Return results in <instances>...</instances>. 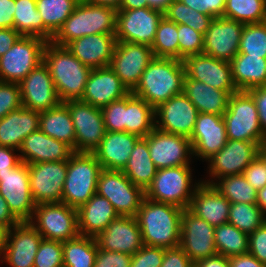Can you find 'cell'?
I'll return each mask as SVG.
<instances>
[{"label":"cell","mask_w":266,"mask_h":267,"mask_svg":"<svg viewBox=\"0 0 266 267\" xmlns=\"http://www.w3.org/2000/svg\"><path fill=\"white\" fill-rule=\"evenodd\" d=\"M165 248L144 245L132 255L130 267H160Z\"/></svg>","instance_id":"cell-52"},{"label":"cell","mask_w":266,"mask_h":267,"mask_svg":"<svg viewBox=\"0 0 266 267\" xmlns=\"http://www.w3.org/2000/svg\"><path fill=\"white\" fill-rule=\"evenodd\" d=\"M157 170L150 158L147 141L140 138L134 145L128 163L122 172L134 185L146 191L152 184Z\"/></svg>","instance_id":"cell-36"},{"label":"cell","mask_w":266,"mask_h":267,"mask_svg":"<svg viewBox=\"0 0 266 267\" xmlns=\"http://www.w3.org/2000/svg\"><path fill=\"white\" fill-rule=\"evenodd\" d=\"M22 106L31 110L44 111L58 106L56 87L47 66L41 62L20 83Z\"/></svg>","instance_id":"cell-22"},{"label":"cell","mask_w":266,"mask_h":267,"mask_svg":"<svg viewBox=\"0 0 266 267\" xmlns=\"http://www.w3.org/2000/svg\"><path fill=\"white\" fill-rule=\"evenodd\" d=\"M40 111L21 107L0 119V146L20 149L23 140L39 129Z\"/></svg>","instance_id":"cell-31"},{"label":"cell","mask_w":266,"mask_h":267,"mask_svg":"<svg viewBox=\"0 0 266 267\" xmlns=\"http://www.w3.org/2000/svg\"><path fill=\"white\" fill-rule=\"evenodd\" d=\"M194 263L180 246L165 248L160 267H192Z\"/></svg>","instance_id":"cell-57"},{"label":"cell","mask_w":266,"mask_h":267,"mask_svg":"<svg viewBox=\"0 0 266 267\" xmlns=\"http://www.w3.org/2000/svg\"><path fill=\"white\" fill-rule=\"evenodd\" d=\"M29 222L43 239L64 242L79 235L77 209L62 202L37 204Z\"/></svg>","instance_id":"cell-8"},{"label":"cell","mask_w":266,"mask_h":267,"mask_svg":"<svg viewBox=\"0 0 266 267\" xmlns=\"http://www.w3.org/2000/svg\"><path fill=\"white\" fill-rule=\"evenodd\" d=\"M189 139L193 156L207 161L218 153L228 140L223 115L198 113L194 131Z\"/></svg>","instance_id":"cell-25"},{"label":"cell","mask_w":266,"mask_h":267,"mask_svg":"<svg viewBox=\"0 0 266 267\" xmlns=\"http://www.w3.org/2000/svg\"><path fill=\"white\" fill-rule=\"evenodd\" d=\"M43 62L62 102L81 100L91 68L76 58L66 46L49 41L43 51Z\"/></svg>","instance_id":"cell-3"},{"label":"cell","mask_w":266,"mask_h":267,"mask_svg":"<svg viewBox=\"0 0 266 267\" xmlns=\"http://www.w3.org/2000/svg\"><path fill=\"white\" fill-rule=\"evenodd\" d=\"M102 166L93 153L75 152L67 163L62 203L78 209L97 191Z\"/></svg>","instance_id":"cell-5"},{"label":"cell","mask_w":266,"mask_h":267,"mask_svg":"<svg viewBox=\"0 0 266 267\" xmlns=\"http://www.w3.org/2000/svg\"><path fill=\"white\" fill-rule=\"evenodd\" d=\"M173 0H148V7L164 13Z\"/></svg>","instance_id":"cell-66"},{"label":"cell","mask_w":266,"mask_h":267,"mask_svg":"<svg viewBox=\"0 0 266 267\" xmlns=\"http://www.w3.org/2000/svg\"><path fill=\"white\" fill-rule=\"evenodd\" d=\"M213 186L230 203L256 204L257 190L251 186L243 174L226 176L218 179Z\"/></svg>","instance_id":"cell-42"},{"label":"cell","mask_w":266,"mask_h":267,"mask_svg":"<svg viewBox=\"0 0 266 267\" xmlns=\"http://www.w3.org/2000/svg\"><path fill=\"white\" fill-rule=\"evenodd\" d=\"M185 78H191L230 95L238 92L232 79L230 62L201 53L183 60Z\"/></svg>","instance_id":"cell-21"},{"label":"cell","mask_w":266,"mask_h":267,"mask_svg":"<svg viewBox=\"0 0 266 267\" xmlns=\"http://www.w3.org/2000/svg\"><path fill=\"white\" fill-rule=\"evenodd\" d=\"M22 107L19 83L0 81V119Z\"/></svg>","instance_id":"cell-51"},{"label":"cell","mask_w":266,"mask_h":267,"mask_svg":"<svg viewBox=\"0 0 266 267\" xmlns=\"http://www.w3.org/2000/svg\"><path fill=\"white\" fill-rule=\"evenodd\" d=\"M39 129L75 149V129L65 102L49 110L40 111Z\"/></svg>","instance_id":"cell-35"},{"label":"cell","mask_w":266,"mask_h":267,"mask_svg":"<svg viewBox=\"0 0 266 267\" xmlns=\"http://www.w3.org/2000/svg\"><path fill=\"white\" fill-rule=\"evenodd\" d=\"M116 12L113 7L94 5L80 0L74 12L53 37L52 42L59 46H66L72 40L86 35H115Z\"/></svg>","instance_id":"cell-4"},{"label":"cell","mask_w":266,"mask_h":267,"mask_svg":"<svg viewBox=\"0 0 266 267\" xmlns=\"http://www.w3.org/2000/svg\"><path fill=\"white\" fill-rule=\"evenodd\" d=\"M15 0H0V28H13Z\"/></svg>","instance_id":"cell-60"},{"label":"cell","mask_w":266,"mask_h":267,"mask_svg":"<svg viewBox=\"0 0 266 267\" xmlns=\"http://www.w3.org/2000/svg\"><path fill=\"white\" fill-rule=\"evenodd\" d=\"M0 194L20 222L32 218L36 203L30 191L28 164L21 162L12 171L0 173Z\"/></svg>","instance_id":"cell-17"},{"label":"cell","mask_w":266,"mask_h":267,"mask_svg":"<svg viewBox=\"0 0 266 267\" xmlns=\"http://www.w3.org/2000/svg\"><path fill=\"white\" fill-rule=\"evenodd\" d=\"M132 255L98 249L94 267H130Z\"/></svg>","instance_id":"cell-53"},{"label":"cell","mask_w":266,"mask_h":267,"mask_svg":"<svg viewBox=\"0 0 266 267\" xmlns=\"http://www.w3.org/2000/svg\"><path fill=\"white\" fill-rule=\"evenodd\" d=\"M258 156L264 161L266 166V142L260 147Z\"/></svg>","instance_id":"cell-70"},{"label":"cell","mask_w":266,"mask_h":267,"mask_svg":"<svg viewBox=\"0 0 266 267\" xmlns=\"http://www.w3.org/2000/svg\"><path fill=\"white\" fill-rule=\"evenodd\" d=\"M266 221V215L257 204L230 203L228 223L250 235Z\"/></svg>","instance_id":"cell-44"},{"label":"cell","mask_w":266,"mask_h":267,"mask_svg":"<svg viewBox=\"0 0 266 267\" xmlns=\"http://www.w3.org/2000/svg\"><path fill=\"white\" fill-rule=\"evenodd\" d=\"M248 253L266 265V221L249 235Z\"/></svg>","instance_id":"cell-54"},{"label":"cell","mask_w":266,"mask_h":267,"mask_svg":"<svg viewBox=\"0 0 266 267\" xmlns=\"http://www.w3.org/2000/svg\"><path fill=\"white\" fill-rule=\"evenodd\" d=\"M118 216L111 202L96 193L77 209L79 235L96 237Z\"/></svg>","instance_id":"cell-32"},{"label":"cell","mask_w":266,"mask_h":267,"mask_svg":"<svg viewBox=\"0 0 266 267\" xmlns=\"http://www.w3.org/2000/svg\"><path fill=\"white\" fill-rule=\"evenodd\" d=\"M184 209L144 197L135 216L144 245L163 248L180 246Z\"/></svg>","instance_id":"cell-1"},{"label":"cell","mask_w":266,"mask_h":267,"mask_svg":"<svg viewBox=\"0 0 266 267\" xmlns=\"http://www.w3.org/2000/svg\"><path fill=\"white\" fill-rule=\"evenodd\" d=\"M263 144L228 139L225 146L207 160L211 180L201 179V182L213 185L217 179L243 174L245 168L259 155Z\"/></svg>","instance_id":"cell-11"},{"label":"cell","mask_w":266,"mask_h":267,"mask_svg":"<svg viewBox=\"0 0 266 267\" xmlns=\"http://www.w3.org/2000/svg\"><path fill=\"white\" fill-rule=\"evenodd\" d=\"M190 167V165H182L157 170L152 184L145 191V197L156 202L188 209L195 189L201 183V180H198L193 185Z\"/></svg>","instance_id":"cell-6"},{"label":"cell","mask_w":266,"mask_h":267,"mask_svg":"<svg viewBox=\"0 0 266 267\" xmlns=\"http://www.w3.org/2000/svg\"><path fill=\"white\" fill-rule=\"evenodd\" d=\"M198 113L196 106L184 93L173 96L155 108V128L190 138Z\"/></svg>","instance_id":"cell-18"},{"label":"cell","mask_w":266,"mask_h":267,"mask_svg":"<svg viewBox=\"0 0 266 267\" xmlns=\"http://www.w3.org/2000/svg\"><path fill=\"white\" fill-rule=\"evenodd\" d=\"M16 151L18 152L19 150L0 146V173L12 171L21 163L20 155Z\"/></svg>","instance_id":"cell-59"},{"label":"cell","mask_w":266,"mask_h":267,"mask_svg":"<svg viewBox=\"0 0 266 267\" xmlns=\"http://www.w3.org/2000/svg\"><path fill=\"white\" fill-rule=\"evenodd\" d=\"M256 204L260 207L261 211L266 215V186L258 190Z\"/></svg>","instance_id":"cell-69"},{"label":"cell","mask_w":266,"mask_h":267,"mask_svg":"<svg viewBox=\"0 0 266 267\" xmlns=\"http://www.w3.org/2000/svg\"><path fill=\"white\" fill-rule=\"evenodd\" d=\"M164 13L149 7L118 9L116 12V40L152 46L159 22Z\"/></svg>","instance_id":"cell-12"},{"label":"cell","mask_w":266,"mask_h":267,"mask_svg":"<svg viewBox=\"0 0 266 267\" xmlns=\"http://www.w3.org/2000/svg\"><path fill=\"white\" fill-rule=\"evenodd\" d=\"M195 267H230L229 258L221 254L201 259L194 263Z\"/></svg>","instance_id":"cell-63"},{"label":"cell","mask_w":266,"mask_h":267,"mask_svg":"<svg viewBox=\"0 0 266 267\" xmlns=\"http://www.w3.org/2000/svg\"><path fill=\"white\" fill-rule=\"evenodd\" d=\"M33 267H63L62 242L42 239Z\"/></svg>","instance_id":"cell-49"},{"label":"cell","mask_w":266,"mask_h":267,"mask_svg":"<svg viewBox=\"0 0 266 267\" xmlns=\"http://www.w3.org/2000/svg\"><path fill=\"white\" fill-rule=\"evenodd\" d=\"M249 235L230 223L215 227L214 242L218 254L231 258L248 253Z\"/></svg>","instance_id":"cell-41"},{"label":"cell","mask_w":266,"mask_h":267,"mask_svg":"<svg viewBox=\"0 0 266 267\" xmlns=\"http://www.w3.org/2000/svg\"><path fill=\"white\" fill-rule=\"evenodd\" d=\"M148 7V0H122L119 9H138Z\"/></svg>","instance_id":"cell-65"},{"label":"cell","mask_w":266,"mask_h":267,"mask_svg":"<svg viewBox=\"0 0 266 267\" xmlns=\"http://www.w3.org/2000/svg\"><path fill=\"white\" fill-rule=\"evenodd\" d=\"M153 58L151 46L117 41L109 67L132 92Z\"/></svg>","instance_id":"cell-16"},{"label":"cell","mask_w":266,"mask_h":267,"mask_svg":"<svg viewBox=\"0 0 266 267\" xmlns=\"http://www.w3.org/2000/svg\"><path fill=\"white\" fill-rule=\"evenodd\" d=\"M98 249L135 254L144 246L138 221L134 216H118L95 237Z\"/></svg>","instance_id":"cell-24"},{"label":"cell","mask_w":266,"mask_h":267,"mask_svg":"<svg viewBox=\"0 0 266 267\" xmlns=\"http://www.w3.org/2000/svg\"><path fill=\"white\" fill-rule=\"evenodd\" d=\"M188 210L211 226L217 227L228 223L230 201L213 185L201 182L195 189Z\"/></svg>","instance_id":"cell-29"},{"label":"cell","mask_w":266,"mask_h":267,"mask_svg":"<svg viewBox=\"0 0 266 267\" xmlns=\"http://www.w3.org/2000/svg\"><path fill=\"white\" fill-rule=\"evenodd\" d=\"M184 78L185 67L182 60L154 57L132 93L155 109L171 97L183 93Z\"/></svg>","instance_id":"cell-2"},{"label":"cell","mask_w":266,"mask_h":267,"mask_svg":"<svg viewBox=\"0 0 266 267\" xmlns=\"http://www.w3.org/2000/svg\"><path fill=\"white\" fill-rule=\"evenodd\" d=\"M21 162L26 164L66 161L75 153L68 144L46 135L40 129L29 134L19 149Z\"/></svg>","instance_id":"cell-28"},{"label":"cell","mask_w":266,"mask_h":267,"mask_svg":"<svg viewBox=\"0 0 266 267\" xmlns=\"http://www.w3.org/2000/svg\"><path fill=\"white\" fill-rule=\"evenodd\" d=\"M47 41L33 36H21L0 57V81L20 83L35 67L43 62Z\"/></svg>","instance_id":"cell-9"},{"label":"cell","mask_w":266,"mask_h":267,"mask_svg":"<svg viewBox=\"0 0 266 267\" xmlns=\"http://www.w3.org/2000/svg\"><path fill=\"white\" fill-rule=\"evenodd\" d=\"M9 229L7 225L0 223V258H2L4 247L8 239Z\"/></svg>","instance_id":"cell-68"},{"label":"cell","mask_w":266,"mask_h":267,"mask_svg":"<svg viewBox=\"0 0 266 267\" xmlns=\"http://www.w3.org/2000/svg\"><path fill=\"white\" fill-rule=\"evenodd\" d=\"M230 66L232 79L238 91L266 86V58L237 54Z\"/></svg>","instance_id":"cell-34"},{"label":"cell","mask_w":266,"mask_h":267,"mask_svg":"<svg viewBox=\"0 0 266 267\" xmlns=\"http://www.w3.org/2000/svg\"><path fill=\"white\" fill-rule=\"evenodd\" d=\"M229 265L230 267H266L250 253L229 258Z\"/></svg>","instance_id":"cell-62"},{"label":"cell","mask_w":266,"mask_h":267,"mask_svg":"<svg viewBox=\"0 0 266 267\" xmlns=\"http://www.w3.org/2000/svg\"><path fill=\"white\" fill-rule=\"evenodd\" d=\"M20 37L14 28H0V57L10 50Z\"/></svg>","instance_id":"cell-61"},{"label":"cell","mask_w":266,"mask_h":267,"mask_svg":"<svg viewBox=\"0 0 266 267\" xmlns=\"http://www.w3.org/2000/svg\"><path fill=\"white\" fill-rule=\"evenodd\" d=\"M80 0H36V8L45 25V40L52 41Z\"/></svg>","instance_id":"cell-38"},{"label":"cell","mask_w":266,"mask_h":267,"mask_svg":"<svg viewBox=\"0 0 266 267\" xmlns=\"http://www.w3.org/2000/svg\"><path fill=\"white\" fill-rule=\"evenodd\" d=\"M215 227L184 209L181 218L180 247L193 263L217 253Z\"/></svg>","instance_id":"cell-19"},{"label":"cell","mask_w":266,"mask_h":267,"mask_svg":"<svg viewBox=\"0 0 266 267\" xmlns=\"http://www.w3.org/2000/svg\"><path fill=\"white\" fill-rule=\"evenodd\" d=\"M82 1L90 3V4H94V5L113 7L116 10L119 9L122 3V0H82Z\"/></svg>","instance_id":"cell-67"},{"label":"cell","mask_w":266,"mask_h":267,"mask_svg":"<svg viewBox=\"0 0 266 267\" xmlns=\"http://www.w3.org/2000/svg\"><path fill=\"white\" fill-rule=\"evenodd\" d=\"M223 17L247 23L266 21V0H226Z\"/></svg>","instance_id":"cell-43"},{"label":"cell","mask_w":266,"mask_h":267,"mask_svg":"<svg viewBox=\"0 0 266 267\" xmlns=\"http://www.w3.org/2000/svg\"><path fill=\"white\" fill-rule=\"evenodd\" d=\"M67 163L68 160L28 164L30 191L36 205L61 202Z\"/></svg>","instance_id":"cell-14"},{"label":"cell","mask_w":266,"mask_h":267,"mask_svg":"<svg viewBox=\"0 0 266 267\" xmlns=\"http://www.w3.org/2000/svg\"><path fill=\"white\" fill-rule=\"evenodd\" d=\"M188 7L211 16L212 18L223 17L226 0H179Z\"/></svg>","instance_id":"cell-55"},{"label":"cell","mask_w":266,"mask_h":267,"mask_svg":"<svg viewBox=\"0 0 266 267\" xmlns=\"http://www.w3.org/2000/svg\"><path fill=\"white\" fill-rule=\"evenodd\" d=\"M43 237L29 221H22L9 229L1 262L9 267H33Z\"/></svg>","instance_id":"cell-23"},{"label":"cell","mask_w":266,"mask_h":267,"mask_svg":"<svg viewBox=\"0 0 266 267\" xmlns=\"http://www.w3.org/2000/svg\"><path fill=\"white\" fill-rule=\"evenodd\" d=\"M139 136L128 132L106 131L100 145L92 152L102 169L123 170Z\"/></svg>","instance_id":"cell-30"},{"label":"cell","mask_w":266,"mask_h":267,"mask_svg":"<svg viewBox=\"0 0 266 267\" xmlns=\"http://www.w3.org/2000/svg\"><path fill=\"white\" fill-rule=\"evenodd\" d=\"M20 221L9 210L6 200L0 194V223L7 225L9 228L18 224Z\"/></svg>","instance_id":"cell-64"},{"label":"cell","mask_w":266,"mask_h":267,"mask_svg":"<svg viewBox=\"0 0 266 267\" xmlns=\"http://www.w3.org/2000/svg\"><path fill=\"white\" fill-rule=\"evenodd\" d=\"M144 139L148 143L150 158L158 170L191 164L193 148L188 137L155 128Z\"/></svg>","instance_id":"cell-15"},{"label":"cell","mask_w":266,"mask_h":267,"mask_svg":"<svg viewBox=\"0 0 266 267\" xmlns=\"http://www.w3.org/2000/svg\"><path fill=\"white\" fill-rule=\"evenodd\" d=\"M105 130L125 132L126 96L101 108Z\"/></svg>","instance_id":"cell-50"},{"label":"cell","mask_w":266,"mask_h":267,"mask_svg":"<svg viewBox=\"0 0 266 267\" xmlns=\"http://www.w3.org/2000/svg\"><path fill=\"white\" fill-rule=\"evenodd\" d=\"M238 54L266 58V21L244 25Z\"/></svg>","instance_id":"cell-47"},{"label":"cell","mask_w":266,"mask_h":267,"mask_svg":"<svg viewBox=\"0 0 266 267\" xmlns=\"http://www.w3.org/2000/svg\"><path fill=\"white\" fill-rule=\"evenodd\" d=\"M116 43L115 35L93 34L74 39L66 47L84 65L97 69L110 65Z\"/></svg>","instance_id":"cell-27"},{"label":"cell","mask_w":266,"mask_h":267,"mask_svg":"<svg viewBox=\"0 0 266 267\" xmlns=\"http://www.w3.org/2000/svg\"><path fill=\"white\" fill-rule=\"evenodd\" d=\"M65 103L75 129L74 152L92 153L100 145L106 132L101 108L81 100Z\"/></svg>","instance_id":"cell-13"},{"label":"cell","mask_w":266,"mask_h":267,"mask_svg":"<svg viewBox=\"0 0 266 267\" xmlns=\"http://www.w3.org/2000/svg\"><path fill=\"white\" fill-rule=\"evenodd\" d=\"M151 48L154 57L179 59L178 25L163 17Z\"/></svg>","instance_id":"cell-45"},{"label":"cell","mask_w":266,"mask_h":267,"mask_svg":"<svg viewBox=\"0 0 266 267\" xmlns=\"http://www.w3.org/2000/svg\"><path fill=\"white\" fill-rule=\"evenodd\" d=\"M243 175L257 191L266 186V166L259 156L245 168Z\"/></svg>","instance_id":"cell-56"},{"label":"cell","mask_w":266,"mask_h":267,"mask_svg":"<svg viewBox=\"0 0 266 267\" xmlns=\"http://www.w3.org/2000/svg\"><path fill=\"white\" fill-rule=\"evenodd\" d=\"M13 28L21 36L45 39V25L36 8V0H15Z\"/></svg>","instance_id":"cell-40"},{"label":"cell","mask_w":266,"mask_h":267,"mask_svg":"<svg viewBox=\"0 0 266 267\" xmlns=\"http://www.w3.org/2000/svg\"><path fill=\"white\" fill-rule=\"evenodd\" d=\"M96 193L107 198L119 216H136L145 191L134 185L122 170L102 169Z\"/></svg>","instance_id":"cell-10"},{"label":"cell","mask_w":266,"mask_h":267,"mask_svg":"<svg viewBox=\"0 0 266 267\" xmlns=\"http://www.w3.org/2000/svg\"><path fill=\"white\" fill-rule=\"evenodd\" d=\"M244 23L225 17L213 18L203 36V53L231 62L238 54Z\"/></svg>","instance_id":"cell-20"},{"label":"cell","mask_w":266,"mask_h":267,"mask_svg":"<svg viewBox=\"0 0 266 267\" xmlns=\"http://www.w3.org/2000/svg\"><path fill=\"white\" fill-rule=\"evenodd\" d=\"M155 129V109L130 92L126 95L125 132L144 138Z\"/></svg>","instance_id":"cell-37"},{"label":"cell","mask_w":266,"mask_h":267,"mask_svg":"<svg viewBox=\"0 0 266 267\" xmlns=\"http://www.w3.org/2000/svg\"><path fill=\"white\" fill-rule=\"evenodd\" d=\"M183 93L196 106L199 113L223 115L228 108L230 94L203 82L184 78Z\"/></svg>","instance_id":"cell-33"},{"label":"cell","mask_w":266,"mask_h":267,"mask_svg":"<svg viewBox=\"0 0 266 267\" xmlns=\"http://www.w3.org/2000/svg\"><path fill=\"white\" fill-rule=\"evenodd\" d=\"M223 120L227 139L266 142L255 101L247 91H238L230 95Z\"/></svg>","instance_id":"cell-7"},{"label":"cell","mask_w":266,"mask_h":267,"mask_svg":"<svg viewBox=\"0 0 266 267\" xmlns=\"http://www.w3.org/2000/svg\"><path fill=\"white\" fill-rule=\"evenodd\" d=\"M63 267H94L98 246L95 237L78 235L62 242Z\"/></svg>","instance_id":"cell-39"},{"label":"cell","mask_w":266,"mask_h":267,"mask_svg":"<svg viewBox=\"0 0 266 267\" xmlns=\"http://www.w3.org/2000/svg\"><path fill=\"white\" fill-rule=\"evenodd\" d=\"M255 101L259 122L266 137V86L255 87L247 91Z\"/></svg>","instance_id":"cell-58"},{"label":"cell","mask_w":266,"mask_h":267,"mask_svg":"<svg viewBox=\"0 0 266 267\" xmlns=\"http://www.w3.org/2000/svg\"><path fill=\"white\" fill-rule=\"evenodd\" d=\"M164 17L169 21L175 22L177 25H187L203 35L208 30L210 22L213 20L211 16L202 14L179 0H173L164 12Z\"/></svg>","instance_id":"cell-46"},{"label":"cell","mask_w":266,"mask_h":267,"mask_svg":"<svg viewBox=\"0 0 266 267\" xmlns=\"http://www.w3.org/2000/svg\"><path fill=\"white\" fill-rule=\"evenodd\" d=\"M129 93L119 77L107 66L91 70L81 101L102 108Z\"/></svg>","instance_id":"cell-26"},{"label":"cell","mask_w":266,"mask_h":267,"mask_svg":"<svg viewBox=\"0 0 266 267\" xmlns=\"http://www.w3.org/2000/svg\"><path fill=\"white\" fill-rule=\"evenodd\" d=\"M203 34L193 28L178 24L179 60L186 57L203 53Z\"/></svg>","instance_id":"cell-48"}]
</instances>
